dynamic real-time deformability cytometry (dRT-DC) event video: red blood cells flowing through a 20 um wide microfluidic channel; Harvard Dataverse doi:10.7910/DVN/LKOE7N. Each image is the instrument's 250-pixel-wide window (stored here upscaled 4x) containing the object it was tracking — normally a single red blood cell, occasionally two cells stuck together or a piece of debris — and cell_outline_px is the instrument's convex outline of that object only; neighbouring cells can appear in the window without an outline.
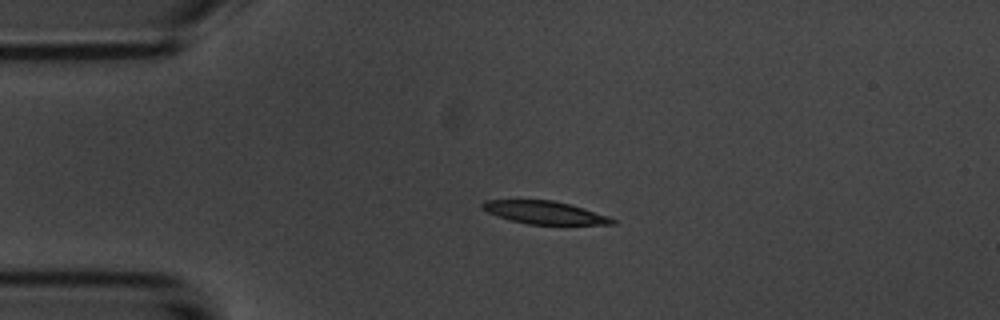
{"species": "common noctule bat (a hibernating species)", "species_latin": "Nyctalus noctula", "temperature_condition": "room temperature", "stored_images_in_passage": 3, "camera_frame_rate_fps": 3000, "um_per_image_px": 0.085, "animal": {"sex": "male", "body_mass_g": 20.1, "forearm_length_mm": 53.5}, "frame": {"image": 1, "passage_image": 1, "time_ms": 0.0, "image_size_px": [1000, 320], "cell_outline_px": [[616, 224], [528, 224], [496, 216], [480, 208], [480, 204], [484, 200], [552, 200], [584, 208], [608, 216], [616, 220]], "centroid_in_image_um": [46.25, 18.06], "position_along_channel_um": 38.7, "area_um2": 17.17}}